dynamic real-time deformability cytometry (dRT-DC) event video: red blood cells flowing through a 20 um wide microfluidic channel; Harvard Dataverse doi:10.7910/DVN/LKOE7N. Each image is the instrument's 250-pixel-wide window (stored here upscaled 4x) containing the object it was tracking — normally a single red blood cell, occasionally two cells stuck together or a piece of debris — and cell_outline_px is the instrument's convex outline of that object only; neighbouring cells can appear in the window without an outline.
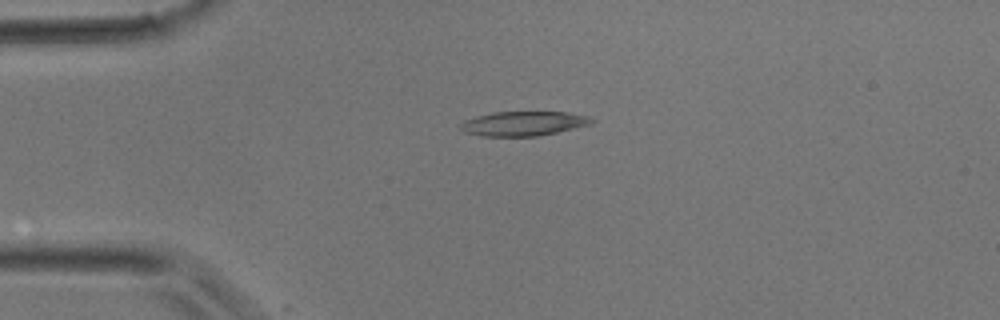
{"species": "common noctule bat (a hibernating species)", "species_latin": "Nyctalus noctula", "temperature_condition": "room temperature", "stored_images_in_passage": 1, "camera_frame_rate_fps": 3000, "um_per_image_px": 0.085, "animal": {"sex": "male", "body_mass_g": 17.9}, "frame": {"image": 1, "passage_image": 1, "time_ms": 0.0, "image_size_px": [1000, 320], "cell_outline_px": [[596, 120], [592, 124], [556, 132], [536, 136], [480, 136], [464, 132], [460, 128], [460, 124], [464, 120], [492, 112], [568, 112], [588, 116]], "centroid_in_image_um": [44.5, 10.5], "position_along_channel_um": 40.5, "area_um2": 18.67}}